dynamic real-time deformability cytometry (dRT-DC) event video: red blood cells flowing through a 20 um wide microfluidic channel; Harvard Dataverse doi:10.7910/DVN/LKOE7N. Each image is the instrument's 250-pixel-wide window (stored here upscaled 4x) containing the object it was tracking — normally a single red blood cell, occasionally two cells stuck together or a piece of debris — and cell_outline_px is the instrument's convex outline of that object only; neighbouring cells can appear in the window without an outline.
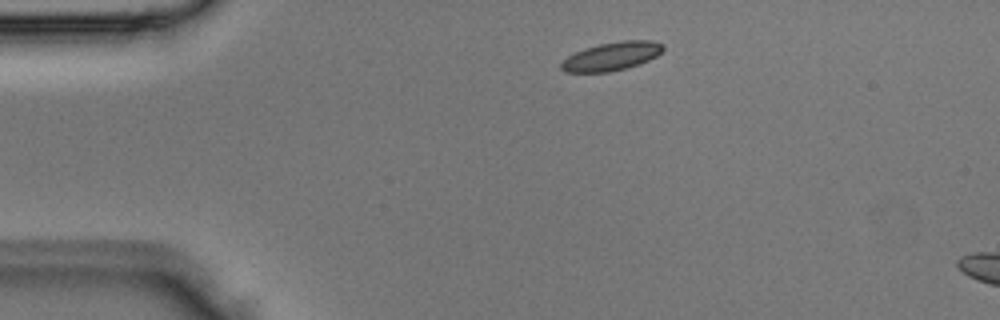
{"species": "Egyptian fruit bat (a non-hibernating species)", "species_latin": "Rousettus aegyptiacus", "temperature_condition": "room temperature", "stored_images_in_passage": 2, "camera_frame_rate_fps": 3000, "um_per_image_px": 0.085, "animal": {"sex": "male"}, "frame": {"image": 1, "passage_image": 1, "time_ms": 0.0, "image_size_px": [1000, 320], "cell_outline_px": [[664, 48], [656, 56], [640, 64], [628, 68], [608, 72], [564, 72], [560, 68], [560, 64], [568, 56], [584, 48], [600, 44], [620, 40], [652, 40], [664, 44]], "centroid_in_image_um": [52.0, 4.78], "position_along_channel_um": 33.0, "area_um2": 16.94}}